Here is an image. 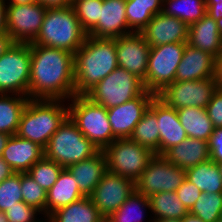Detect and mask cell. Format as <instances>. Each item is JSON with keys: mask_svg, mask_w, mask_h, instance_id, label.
Wrapping results in <instances>:
<instances>
[{"mask_svg": "<svg viewBox=\"0 0 222 222\" xmlns=\"http://www.w3.org/2000/svg\"><path fill=\"white\" fill-rule=\"evenodd\" d=\"M133 33L127 23L126 0H102L98 24L87 34L114 39Z\"/></svg>", "mask_w": 222, "mask_h": 222, "instance_id": "ac0fdd59", "label": "cell"}, {"mask_svg": "<svg viewBox=\"0 0 222 222\" xmlns=\"http://www.w3.org/2000/svg\"><path fill=\"white\" fill-rule=\"evenodd\" d=\"M177 114L187 137L209 141L210 136L214 132V126L207 115L206 109L184 107L177 109Z\"/></svg>", "mask_w": 222, "mask_h": 222, "instance_id": "4316f807", "label": "cell"}, {"mask_svg": "<svg viewBox=\"0 0 222 222\" xmlns=\"http://www.w3.org/2000/svg\"><path fill=\"white\" fill-rule=\"evenodd\" d=\"M201 191L193 183L187 179L183 181L181 186L177 189L176 194L179 200L190 210L197 199L201 196Z\"/></svg>", "mask_w": 222, "mask_h": 222, "instance_id": "60d3db41", "label": "cell"}, {"mask_svg": "<svg viewBox=\"0 0 222 222\" xmlns=\"http://www.w3.org/2000/svg\"><path fill=\"white\" fill-rule=\"evenodd\" d=\"M156 118L160 133L159 155L187 138L181 125L177 110L168 106L156 95Z\"/></svg>", "mask_w": 222, "mask_h": 222, "instance_id": "44dd1931", "label": "cell"}, {"mask_svg": "<svg viewBox=\"0 0 222 222\" xmlns=\"http://www.w3.org/2000/svg\"><path fill=\"white\" fill-rule=\"evenodd\" d=\"M102 222H112L108 218H104Z\"/></svg>", "mask_w": 222, "mask_h": 222, "instance_id": "91938a15", "label": "cell"}, {"mask_svg": "<svg viewBox=\"0 0 222 222\" xmlns=\"http://www.w3.org/2000/svg\"><path fill=\"white\" fill-rule=\"evenodd\" d=\"M217 165L219 167L220 175L222 177V162H217Z\"/></svg>", "mask_w": 222, "mask_h": 222, "instance_id": "680465c9", "label": "cell"}, {"mask_svg": "<svg viewBox=\"0 0 222 222\" xmlns=\"http://www.w3.org/2000/svg\"><path fill=\"white\" fill-rule=\"evenodd\" d=\"M30 43L14 42L0 57V94L29 97Z\"/></svg>", "mask_w": 222, "mask_h": 222, "instance_id": "ba28073f", "label": "cell"}, {"mask_svg": "<svg viewBox=\"0 0 222 222\" xmlns=\"http://www.w3.org/2000/svg\"><path fill=\"white\" fill-rule=\"evenodd\" d=\"M152 220L178 219L181 220L189 210L179 200L176 192H160L148 197Z\"/></svg>", "mask_w": 222, "mask_h": 222, "instance_id": "1f68e13d", "label": "cell"}, {"mask_svg": "<svg viewBox=\"0 0 222 222\" xmlns=\"http://www.w3.org/2000/svg\"><path fill=\"white\" fill-rule=\"evenodd\" d=\"M30 99L70 100L75 96L74 54L30 43Z\"/></svg>", "mask_w": 222, "mask_h": 222, "instance_id": "6da1fadb", "label": "cell"}, {"mask_svg": "<svg viewBox=\"0 0 222 222\" xmlns=\"http://www.w3.org/2000/svg\"><path fill=\"white\" fill-rule=\"evenodd\" d=\"M83 197L75 178L64 168L55 184L47 192L46 216Z\"/></svg>", "mask_w": 222, "mask_h": 222, "instance_id": "d4e9b609", "label": "cell"}, {"mask_svg": "<svg viewBox=\"0 0 222 222\" xmlns=\"http://www.w3.org/2000/svg\"><path fill=\"white\" fill-rule=\"evenodd\" d=\"M13 43L14 41L8 33L0 34V57L11 47Z\"/></svg>", "mask_w": 222, "mask_h": 222, "instance_id": "681fc988", "label": "cell"}, {"mask_svg": "<svg viewBox=\"0 0 222 222\" xmlns=\"http://www.w3.org/2000/svg\"><path fill=\"white\" fill-rule=\"evenodd\" d=\"M153 222H180L178 219H159V220H154Z\"/></svg>", "mask_w": 222, "mask_h": 222, "instance_id": "db71d44e", "label": "cell"}, {"mask_svg": "<svg viewBox=\"0 0 222 222\" xmlns=\"http://www.w3.org/2000/svg\"><path fill=\"white\" fill-rule=\"evenodd\" d=\"M66 169L75 178L84 197L91 195L103 175L108 171L103 150H99L88 159L69 165Z\"/></svg>", "mask_w": 222, "mask_h": 222, "instance_id": "7402d4cb", "label": "cell"}, {"mask_svg": "<svg viewBox=\"0 0 222 222\" xmlns=\"http://www.w3.org/2000/svg\"><path fill=\"white\" fill-rule=\"evenodd\" d=\"M14 173V170L9 166V164L0 157V183L6 178L12 176Z\"/></svg>", "mask_w": 222, "mask_h": 222, "instance_id": "c3c4849f", "label": "cell"}, {"mask_svg": "<svg viewBox=\"0 0 222 222\" xmlns=\"http://www.w3.org/2000/svg\"><path fill=\"white\" fill-rule=\"evenodd\" d=\"M145 90L140 78L118 66L85 96L109 109L138 97Z\"/></svg>", "mask_w": 222, "mask_h": 222, "instance_id": "52a82bcc", "label": "cell"}, {"mask_svg": "<svg viewBox=\"0 0 222 222\" xmlns=\"http://www.w3.org/2000/svg\"><path fill=\"white\" fill-rule=\"evenodd\" d=\"M72 7L81 27L88 34L98 24L102 0H73Z\"/></svg>", "mask_w": 222, "mask_h": 222, "instance_id": "74e56055", "label": "cell"}, {"mask_svg": "<svg viewBox=\"0 0 222 222\" xmlns=\"http://www.w3.org/2000/svg\"><path fill=\"white\" fill-rule=\"evenodd\" d=\"M20 201H23L21 173H14L0 183V211L6 212Z\"/></svg>", "mask_w": 222, "mask_h": 222, "instance_id": "f35d334b", "label": "cell"}, {"mask_svg": "<svg viewBox=\"0 0 222 222\" xmlns=\"http://www.w3.org/2000/svg\"><path fill=\"white\" fill-rule=\"evenodd\" d=\"M48 217L52 222H102L105 218L94 206L90 197H83L59 208Z\"/></svg>", "mask_w": 222, "mask_h": 222, "instance_id": "83f0119b", "label": "cell"}, {"mask_svg": "<svg viewBox=\"0 0 222 222\" xmlns=\"http://www.w3.org/2000/svg\"><path fill=\"white\" fill-rule=\"evenodd\" d=\"M99 150L68 117L44 148V157L67 168L95 155Z\"/></svg>", "mask_w": 222, "mask_h": 222, "instance_id": "8992f818", "label": "cell"}, {"mask_svg": "<svg viewBox=\"0 0 222 222\" xmlns=\"http://www.w3.org/2000/svg\"><path fill=\"white\" fill-rule=\"evenodd\" d=\"M0 222H8L5 212L0 211Z\"/></svg>", "mask_w": 222, "mask_h": 222, "instance_id": "11a10c76", "label": "cell"}, {"mask_svg": "<svg viewBox=\"0 0 222 222\" xmlns=\"http://www.w3.org/2000/svg\"><path fill=\"white\" fill-rule=\"evenodd\" d=\"M185 179V169L173 165L161 155H154L135 181V190L147 197L160 192H176Z\"/></svg>", "mask_w": 222, "mask_h": 222, "instance_id": "8fae6325", "label": "cell"}, {"mask_svg": "<svg viewBox=\"0 0 222 222\" xmlns=\"http://www.w3.org/2000/svg\"><path fill=\"white\" fill-rule=\"evenodd\" d=\"M161 156L173 165L186 170L210 159L209 145L207 141L187 137Z\"/></svg>", "mask_w": 222, "mask_h": 222, "instance_id": "603a6c76", "label": "cell"}, {"mask_svg": "<svg viewBox=\"0 0 222 222\" xmlns=\"http://www.w3.org/2000/svg\"><path fill=\"white\" fill-rule=\"evenodd\" d=\"M203 222H217L222 215V193L202 192L193 207L189 210Z\"/></svg>", "mask_w": 222, "mask_h": 222, "instance_id": "e575fe53", "label": "cell"}, {"mask_svg": "<svg viewBox=\"0 0 222 222\" xmlns=\"http://www.w3.org/2000/svg\"><path fill=\"white\" fill-rule=\"evenodd\" d=\"M44 156V149L38 144L14 134L7 141L2 158L15 173L27 172Z\"/></svg>", "mask_w": 222, "mask_h": 222, "instance_id": "ffe728a7", "label": "cell"}, {"mask_svg": "<svg viewBox=\"0 0 222 222\" xmlns=\"http://www.w3.org/2000/svg\"><path fill=\"white\" fill-rule=\"evenodd\" d=\"M68 101V117L98 150H104L117 139L104 106L92 102L85 95H75Z\"/></svg>", "mask_w": 222, "mask_h": 222, "instance_id": "5b68a950", "label": "cell"}, {"mask_svg": "<svg viewBox=\"0 0 222 222\" xmlns=\"http://www.w3.org/2000/svg\"><path fill=\"white\" fill-rule=\"evenodd\" d=\"M6 0H0V34L7 33L6 28V15H7V5Z\"/></svg>", "mask_w": 222, "mask_h": 222, "instance_id": "7dc6e473", "label": "cell"}, {"mask_svg": "<svg viewBox=\"0 0 222 222\" xmlns=\"http://www.w3.org/2000/svg\"><path fill=\"white\" fill-rule=\"evenodd\" d=\"M43 217L44 219L42 218L41 220L40 218L37 222H52V220L48 216H43Z\"/></svg>", "mask_w": 222, "mask_h": 222, "instance_id": "6f0895ef", "label": "cell"}, {"mask_svg": "<svg viewBox=\"0 0 222 222\" xmlns=\"http://www.w3.org/2000/svg\"><path fill=\"white\" fill-rule=\"evenodd\" d=\"M86 36L87 33L70 6L47 9L39 34L31 43L74 54L83 45Z\"/></svg>", "mask_w": 222, "mask_h": 222, "instance_id": "277c9868", "label": "cell"}, {"mask_svg": "<svg viewBox=\"0 0 222 222\" xmlns=\"http://www.w3.org/2000/svg\"><path fill=\"white\" fill-rule=\"evenodd\" d=\"M7 4H32L38 3V0H6Z\"/></svg>", "mask_w": 222, "mask_h": 222, "instance_id": "f5cc1de1", "label": "cell"}, {"mask_svg": "<svg viewBox=\"0 0 222 222\" xmlns=\"http://www.w3.org/2000/svg\"><path fill=\"white\" fill-rule=\"evenodd\" d=\"M29 97L16 94H0V132L14 135Z\"/></svg>", "mask_w": 222, "mask_h": 222, "instance_id": "f546056e", "label": "cell"}, {"mask_svg": "<svg viewBox=\"0 0 222 222\" xmlns=\"http://www.w3.org/2000/svg\"><path fill=\"white\" fill-rule=\"evenodd\" d=\"M38 3L47 9L67 8L72 6L73 0H38Z\"/></svg>", "mask_w": 222, "mask_h": 222, "instance_id": "bcb514c9", "label": "cell"}, {"mask_svg": "<svg viewBox=\"0 0 222 222\" xmlns=\"http://www.w3.org/2000/svg\"><path fill=\"white\" fill-rule=\"evenodd\" d=\"M213 79L218 89H222V51L214 58Z\"/></svg>", "mask_w": 222, "mask_h": 222, "instance_id": "f6af8a7d", "label": "cell"}, {"mask_svg": "<svg viewBox=\"0 0 222 222\" xmlns=\"http://www.w3.org/2000/svg\"><path fill=\"white\" fill-rule=\"evenodd\" d=\"M186 179L201 192L222 193V177L219 167L211 159L186 169Z\"/></svg>", "mask_w": 222, "mask_h": 222, "instance_id": "f1b7e54d", "label": "cell"}, {"mask_svg": "<svg viewBox=\"0 0 222 222\" xmlns=\"http://www.w3.org/2000/svg\"><path fill=\"white\" fill-rule=\"evenodd\" d=\"M187 42L214 58L222 51V35L216 21L208 14L189 25Z\"/></svg>", "mask_w": 222, "mask_h": 222, "instance_id": "cb8c5ba5", "label": "cell"}, {"mask_svg": "<svg viewBox=\"0 0 222 222\" xmlns=\"http://www.w3.org/2000/svg\"><path fill=\"white\" fill-rule=\"evenodd\" d=\"M207 14L215 21L222 18V0H205Z\"/></svg>", "mask_w": 222, "mask_h": 222, "instance_id": "ee69618b", "label": "cell"}, {"mask_svg": "<svg viewBox=\"0 0 222 222\" xmlns=\"http://www.w3.org/2000/svg\"><path fill=\"white\" fill-rule=\"evenodd\" d=\"M46 11L39 3L7 4L8 35L14 42L31 43L39 34Z\"/></svg>", "mask_w": 222, "mask_h": 222, "instance_id": "4fadbf2b", "label": "cell"}, {"mask_svg": "<svg viewBox=\"0 0 222 222\" xmlns=\"http://www.w3.org/2000/svg\"><path fill=\"white\" fill-rule=\"evenodd\" d=\"M147 209L150 210L148 197L135 190L108 219L112 222H143ZM149 222L153 220L149 219Z\"/></svg>", "mask_w": 222, "mask_h": 222, "instance_id": "836d02e7", "label": "cell"}, {"mask_svg": "<svg viewBox=\"0 0 222 222\" xmlns=\"http://www.w3.org/2000/svg\"><path fill=\"white\" fill-rule=\"evenodd\" d=\"M185 43H169L151 47L144 87L157 95L175 81L178 65L182 60Z\"/></svg>", "mask_w": 222, "mask_h": 222, "instance_id": "30bf717a", "label": "cell"}, {"mask_svg": "<svg viewBox=\"0 0 222 222\" xmlns=\"http://www.w3.org/2000/svg\"><path fill=\"white\" fill-rule=\"evenodd\" d=\"M134 191L133 180L107 171L89 197L98 211L108 218Z\"/></svg>", "mask_w": 222, "mask_h": 222, "instance_id": "5bb4252c", "label": "cell"}, {"mask_svg": "<svg viewBox=\"0 0 222 222\" xmlns=\"http://www.w3.org/2000/svg\"><path fill=\"white\" fill-rule=\"evenodd\" d=\"M214 128H222V89H217L205 108Z\"/></svg>", "mask_w": 222, "mask_h": 222, "instance_id": "b9f144b4", "label": "cell"}, {"mask_svg": "<svg viewBox=\"0 0 222 222\" xmlns=\"http://www.w3.org/2000/svg\"><path fill=\"white\" fill-rule=\"evenodd\" d=\"M115 45L118 66L131 72L144 83L151 46L146 43L142 34L133 32L115 38Z\"/></svg>", "mask_w": 222, "mask_h": 222, "instance_id": "9a60e30c", "label": "cell"}, {"mask_svg": "<svg viewBox=\"0 0 222 222\" xmlns=\"http://www.w3.org/2000/svg\"><path fill=\"white\" fill-rule=\"evenodd\" d=\"M158 126L155 95L141 120L134 127L130 139L141 146L147 147L155 155H159L160 133Z\"/></svg>", "mask_w": 222, "mask_h": 222, "instance_id": "484cf974", "label": "cell"}, {"mask_svg": "<svg viewBox=\"0 0 222 222\" xmlns=\"http://www.w3.org/2000/svg\"><path fill=\"white\" fill-rule=\"evenodd\" d=\"M21 191L23 202L46 216L47 192L27 172H21Z\"/></svg>", "mask_w": 222, "mask_h": 222, "instance_id": "8d00e7d4", "label": "cell"}, {"mask_svg": "<svg viewBox=\"0 0 222 222\" xmlns=\"http://www.w3.org/2000/svg\"><path fill=\"white\" fill-rule=\"evenodd\" d=\"M118 67L114 39L89 35L74 53L75 95H86Z\"/></svg>", "mask_w": 222, "mask_h": 222, "instance_id": "7a4b0ae2", "label": "cell"}, {"mask_svg": "<svg viewBox=\"0 0 222 222\" xmlns=\"http://www.w3.org/2000/svg\"><path fill=\"white\" fill-rule=\"evenodd\" d=\"M68 101L60 99H29L24 108L16 135L43 149L52 135L68 118Z\"/></svg>", "mask_w": 222, "mask_h": 222, "instance_id": "3957f363", "label": "cell"}, {"mask_svg": "<svg viewBox=\"0 0 222 222\" xmlns=\"http://www.w3.org/2000/svg\"><path fill=\"white\" fill-rule=\"evenodd\" d=\"M210 159L213 162H222V128H214L208 141Z\"/></svg>", "mask_w": 222, "mask_h": 222, "instance_id": "7bdbcfd3", "label": "cell"}, {"mask_svg": "<svg viewBox=\"0 0 222 222\" xmlns=\"http://www.w3.org/2000/svg\"><path fill=\"white\" fill-rule=\"evenodd\" d=\"M64 168L53 160L42 157L37 161L27 173L46 192L55 184L59 174Z\"/></svg>", "mask_w": 222, "mask_h": 222, "instance_id": "d590c367", "label": "cell"}, {"mask_svg": "<svg viewBox=\"0 0 222 222\" xmlns=\"http://www.w3.org/2000/svg\"><path fill=\"white\" fill-rule=\"evenodd\" d=\"M214 57L205 51L196 49L185 43V49L180 61L175 81H195L213 78Z\"/></svg>", "mask_w": 222, "mask_h": 222, "instance_id": "d6986e66", "label": "cell"}, {"mask_svg": "<svg viewBox=\"0 0 222 222\" xmlns=\"http://www.w3.org/2000/svg\"><path fill=\"white\" fill-rule=\"evenodd\" d=\"M154 96V93L145 90L138 97L107 109L111 130L117 139L130 138Z\"/></svg>", "mask_w": 222, "mask_h": 222, "instance_id": "2e32d148", "label": "cell"}, {"mask_svg": "<svg viewBox=\"0 0 222 222\" xmlns=\"http://www.w3.org/2000/svg\"><path fill=\"white\" fill-rule=\"evenodd\" d=\"M162 12L185 22L188 26L207 14L205 0H163Z\"/></svg>", "mask_w": 222, "mask_h": 222, "instance_id": "d6a6232c", "label": "cell"}, {"mask_svg": "<svg viewBox=\"0 0 222 222\" xmlns=\"http://www.w3.org/2000/svg\"><path fill=\"white\" fill-rule=\"evenodd\" d=\"M180 222H203V221L197 216L188 213L180 220Z\"/></svg>", "mask_w": 222, "mask_h": 222, "instance_id": "816d5d0a", "label": "cell"}, {"mask_svg": "<svg viewBox=\"0 0 222 222\" xmlns=\"http://www.w3.org/2000/svg\"><path fill=\"white\" fill-rule=\"evenodd\" d=\"M163 0H126V17L129 29L140 33L152 17L162 12Z\"/></svg>", "mask_w": 222, "mask_h": 222, "instance_id": "4dcf8cb0", "label": "cell"}, {"mask_svg": "<svg viewBox=\"0 0 222 222\" xmlns=\"http://www.w3.org/2000/svg\"><path fill=\"white\" fill-rule=\"evenodd\" d=\"M10 137H11L10 134L0 132V157L3 154V150L5 149L7 141L9 140Z\"/></svg>", "mask_w": 222, "mask_h": 222, "instance_id": "f907efd6", "label": "cell"}, {"mask_svg": "<svg viewBox=\"0 0 222 222\" xmlns=\"http://www.w3.org/2000/svg\"><path fill=\"white\" fill-rule=\"evenodd\" d=\"M217 89L213 78L174 81L159 92L157 96L176 110L184 107L205 109Z\"/></svg>", "mask_w": 222, "mask_h": 222, "instance_id": "7c38bea8", "label": "cell"}, {"mask_svg": "<svg viewBox=\"0 0 222 222\" xmlns=\"http://www.w3.org/2000/svg\"><path fill=\"white\" fill-rule=\"evenodd\" d=\"M220 34L222 35V18L216 21Z\"/></svg>", "mask_w": 222, "mask_h": 222, "instance_id": "9f6ffc18", "label": "cell"}, {"mask_svg": "<svg viewBox=\"0 0 222 222\" xmlns=\"http://www.w3.org/2000/svg\"><path fill=\"white\" fill-rule=\"evenodd\" d=\"M39 214L42 213L23 201L17 202L5 212L8 222H37L39 219L36 216Z\"/></svg>", "mask_w": 222, "mask_h": 222, "instance_id": "ab89813d", "label": "cell"}, {"mask_svg": "<svg viewBox=\"0 0 222 222\" xmlns=\"http://www.w3.org/2000/svg\"><path fill=\"white\" fill-rule=\"evenodd\" d=\"M103 152L109 172L130 178L134 182L146 170L149 161L155 155L150 149L130 138L116 139Z\"/></svg>", "mask_w": 222, "mask_h": 222, "instance_id": "9c48e42d", "label": "cell"}, {"mask_svg": "<svg viewBox=\"0 0 222 222\" xmlns=\"http://www.w3.org/2000/svg\"><path fill=\"white\" fill-rule=\"evenodd\" d=\"M188 29L189 26L185 22L160 12L152 17L140 33L147 44L156 47L169 43H186Z\"/></svg>", "mask_w": 222, "mask_h": 222, "instance_id": "e0dca14e", "label": "cell"}]
</instances>
